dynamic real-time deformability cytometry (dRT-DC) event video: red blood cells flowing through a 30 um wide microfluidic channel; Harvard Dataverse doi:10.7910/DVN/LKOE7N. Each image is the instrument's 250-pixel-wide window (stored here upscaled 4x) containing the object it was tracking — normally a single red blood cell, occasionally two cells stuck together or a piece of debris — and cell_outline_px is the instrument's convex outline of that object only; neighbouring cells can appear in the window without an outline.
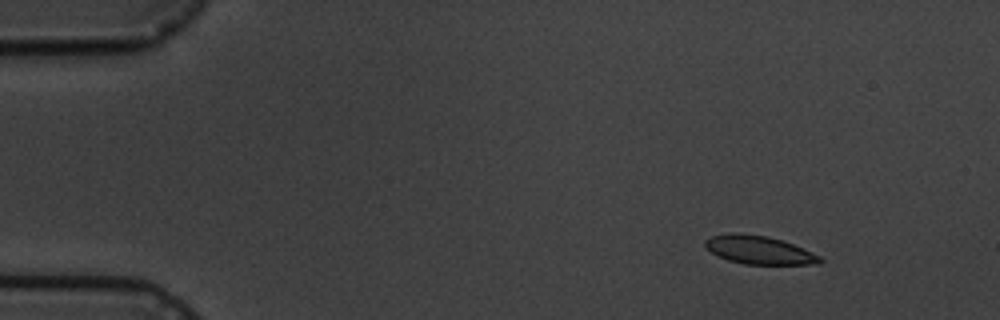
{"species": "common noctule bat (a hibernating species)", "species_latin": "Nyctalus noctula", "temperature_condition": "cold", "stored_images_in_passage": 4, "camera_frame_rate_fps": 3000, "um_per_image_px": 0.085, "animal": {"sex": "male", "body_mass_g": 19.5, "forearm_length_mm": 54.6}, "frame": {"image": 1, "passage_image": 2, "time_ms": 1.0, "image_size_px": [1000, 320], "cell_outline_px": [[824, 260], [820, 264], [744, 264], [728, 260], [716, 256], [704, 248], [704, 240], [712, 236], [732, 232], [736, 232], [768, 236], [792, 244], [820, 256]], "centroid_in_image_um": [64.45, 21.25], "position_along_channel_um": 20.5, "area_um2": 19.02}}
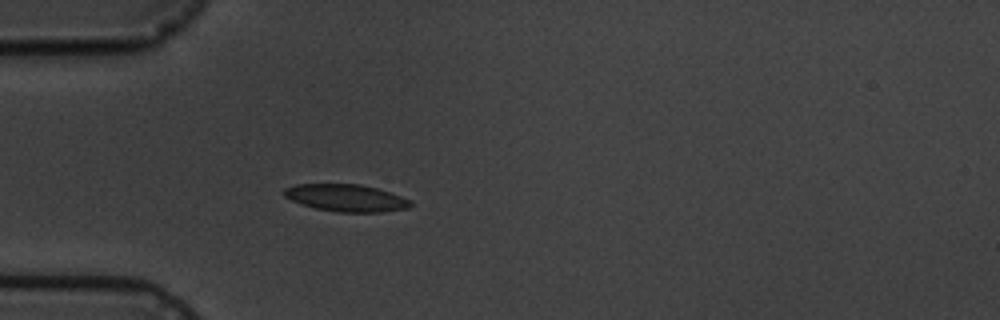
{"frame": {"image": 2, "passage_image": 4, "time_ms": 4.333, "image_size_px": [1000, 320], "cell_outline_px": [[412, 204], [408, 208], [380, 212], [340, 212], [316, 208], [292, 200], [284, 196], [284, 188], [296, 184], [360, 184], [376, 188], [412, 200]], "centroid_in_image_um": [29.43, 16.82], "position_along_channel_um": 55.6, "area_um2": 19.77}}